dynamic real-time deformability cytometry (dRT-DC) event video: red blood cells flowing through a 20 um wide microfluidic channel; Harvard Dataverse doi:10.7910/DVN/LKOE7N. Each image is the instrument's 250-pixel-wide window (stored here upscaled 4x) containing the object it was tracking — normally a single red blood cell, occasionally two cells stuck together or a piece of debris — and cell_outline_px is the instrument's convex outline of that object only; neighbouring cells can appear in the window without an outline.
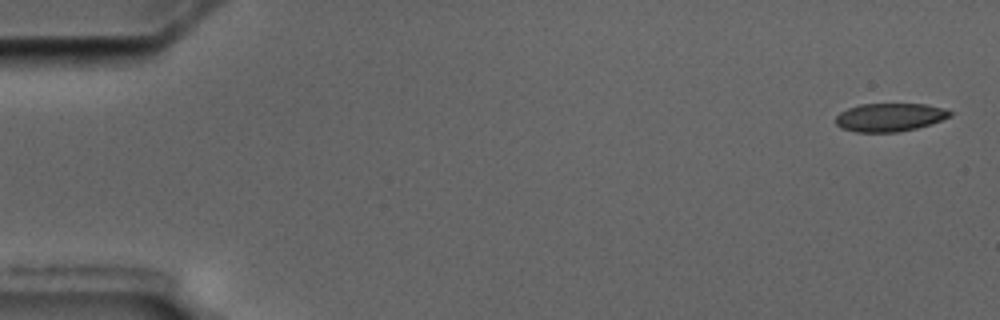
{"species": "common noctule bat (a hibernating species)", "species_latin": "Nyctalus noctula", "temperature_condition": "cold", "stored_images_in_passage": 5, "camera_frame_rate_fps": 3000, "um_per_image_px": 0.085, "animal": {"sex": "male", "body_mass_g": 17.5, "forearm_length_mm": 52.3}, "frame": {"image": 1, "passage_image": 1, "time_ms": 0.0, "image_size_px": [1000, 320], "cell_outline_px": [[952, 116], [916, 128], [900, 132], [856, 132], [840, 128], [836, 124], [836, 116], [840, 112], [848, 108], [860, 104], [924, 104], [944, 108], [952, 112]], "centroid_in_image_um": [75.6, 9.97], "position_along_channel_um": 9.4, "area_um2": 18.79}}
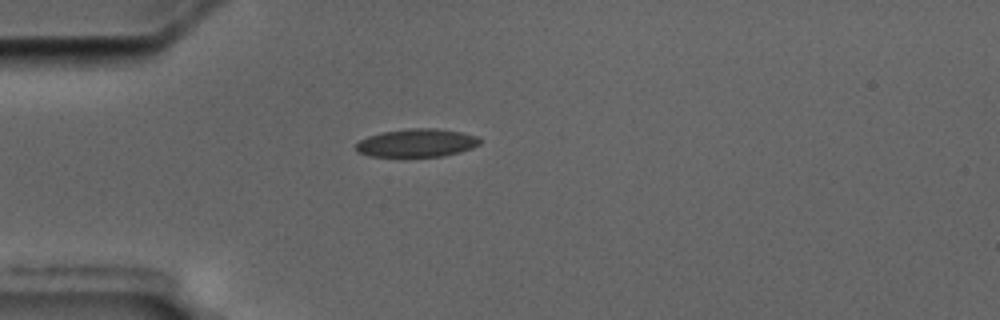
{"frame": {"image": 2, "passage_image": 5, "time_ms": 4.667, "image_size_px": [1000, 320], "cell_outline_px": [[480, 144], [472, 148], [460, 152], [444, 156], [368, 156], [356, 152], [356, 144], [360, 140], [368, 136], [380, 132], [408, 128], [436, 128], [460, 132], [476, 136], [480, 140]], "centroid_in_image_um": [35.4, 12.14], "position_along_channel_um": 49.6, "area_um2": 20.35}}